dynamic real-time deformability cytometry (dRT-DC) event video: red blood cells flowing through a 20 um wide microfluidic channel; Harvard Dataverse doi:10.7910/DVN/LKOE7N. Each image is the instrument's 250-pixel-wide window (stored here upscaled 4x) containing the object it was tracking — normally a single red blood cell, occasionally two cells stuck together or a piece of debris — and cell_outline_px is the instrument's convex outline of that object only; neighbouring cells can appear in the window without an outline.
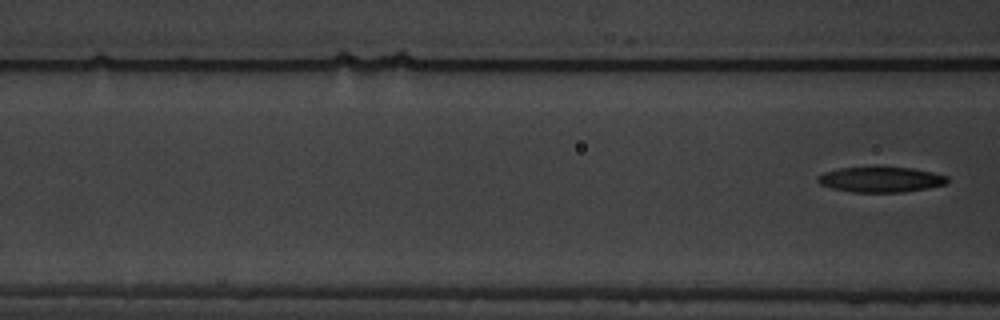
{"species": "common noctule bat (a hibernating species)", "species_latin": "Nyctalus noctula", "temperature_condition": "warm", "stored_images_in_passage": 6, "camera_frame_rate_fps": 3000, "um_per_image_px": 0.085, "animal": {"sex": "male", "body_mass_g": 19.5, "forearm_length_mm": 54.6}, "frame": {"image": 1, "passage_image": 6, "time_ms": 6.333, "image_size_px": [1000, 320], "cell_outline_px": [[948, 180], [944, 184], [928, 188], [904, 192], [852, 192], [832, 188], [820, 184], [816, 180], [816, 176], [824, 172], [840, 168], [876, 164], [912, 168], [932, 172], [948, 176]], "centroid_in_image_um": [74.82, 15.21], "position_along_channel_um": 91.8, "area_um2": 19.94}}